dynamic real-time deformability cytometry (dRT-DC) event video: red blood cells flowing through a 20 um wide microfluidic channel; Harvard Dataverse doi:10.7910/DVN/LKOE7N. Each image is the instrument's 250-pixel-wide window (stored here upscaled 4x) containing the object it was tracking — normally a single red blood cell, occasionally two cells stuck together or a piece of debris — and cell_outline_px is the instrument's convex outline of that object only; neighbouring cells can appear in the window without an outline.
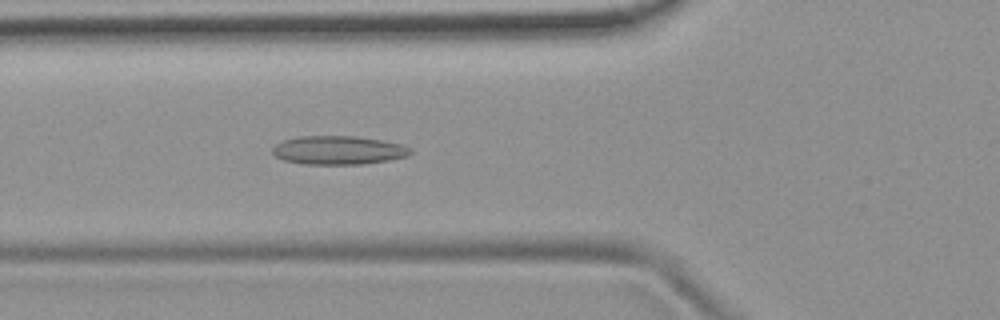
{"species": "common noctule bat (a hibernating species)", "species_latin": "Nyctalus noctula", "temperature_condition": "room temperature", "stored_images_in_passage": 5, "camera_frame_rate_fps": 3000, "um_per_image_px": 0.085, "animal": {"sex": "female", "body_mass_g": 19.9}, "frame": {"image": 1, "passage_image": 5, "time_ms": 1.333, "image_size_px": [1000, 320], "cell_outline_px": [[412, 152], [408, 156], [388, 160], [360, 164], [304, 164], [284, 160], [276, 156], [272, 152], [272, 148], [276, 144], [284, 140], [300, 136], [356, 136], [404, 144], [412, 148]], "centroid_in_image_um": [28.79, 12.76], "position_along_channel_um": 97.0, "area_um2": 23.0}}